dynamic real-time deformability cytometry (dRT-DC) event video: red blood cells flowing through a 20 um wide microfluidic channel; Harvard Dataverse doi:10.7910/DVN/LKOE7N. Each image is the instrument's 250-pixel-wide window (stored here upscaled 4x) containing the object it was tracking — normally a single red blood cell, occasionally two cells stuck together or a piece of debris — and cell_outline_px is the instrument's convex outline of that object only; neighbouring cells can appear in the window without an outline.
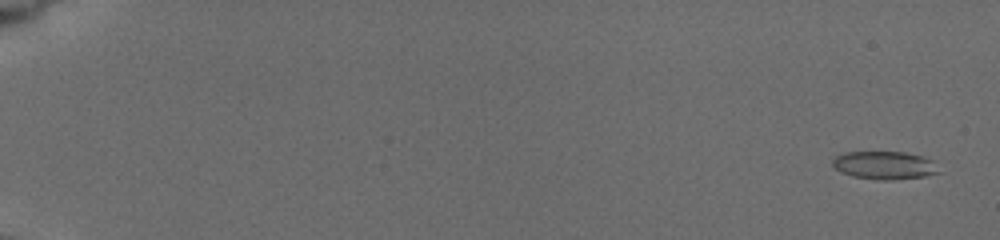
{"species": "common noctule bat (a hibernating species)", "species_latin": "Nyctalus noctula", "temperature_condition": "cold", "stored_images_in_passage": 31, "camera_frame_rate_fps": 3000, "um_per_image_px": 0.085, "animal": {"sex": "female", "body_mass_g": 19.5, "forearm_length_mm": 54.1}, "frame": {"image": 1, "passage_image": 3, "time_ms": 0.667, "image_size_px": [1000, 240], "cell_outline_px": [[940, 172], [924, 176], [892, 180], [880, 180], [852, 176], [840, 172], [832, 164], [832, 160], [836, 156], [844, 152], [904, 152], [920, 156], [932, 160]], "centroid_in_image_um": [75.15, 14.05], "position_along_channel_um": 9.9, "area_um2": 17.22}}
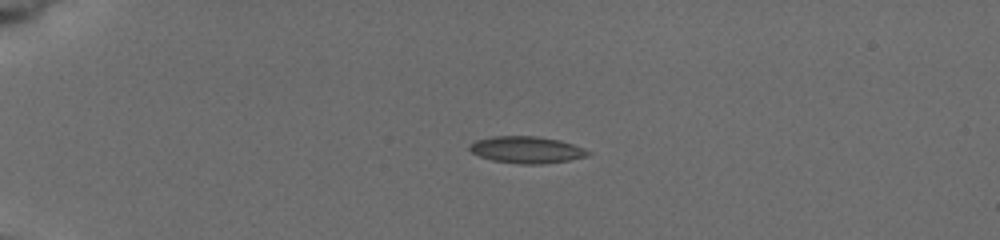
{"frame": {"image": 2, "passage_image": 21, "time_ms": 5.0, "image_size_px": [1000, 240], "cell_outline_px": [[592, 152], [588, 156], [568, 160], [540, 164], [520, 164], [492, 160], [480, 156], [472, 152], [468, 148], [468, 144], [476, 140], [492, 136], [536, 136], [560, 140], [584, 148]], "centroid_in_image_um": [44.75, 12.72], "position_along_channel_um": 40.2, "area_um2": 18.5}}